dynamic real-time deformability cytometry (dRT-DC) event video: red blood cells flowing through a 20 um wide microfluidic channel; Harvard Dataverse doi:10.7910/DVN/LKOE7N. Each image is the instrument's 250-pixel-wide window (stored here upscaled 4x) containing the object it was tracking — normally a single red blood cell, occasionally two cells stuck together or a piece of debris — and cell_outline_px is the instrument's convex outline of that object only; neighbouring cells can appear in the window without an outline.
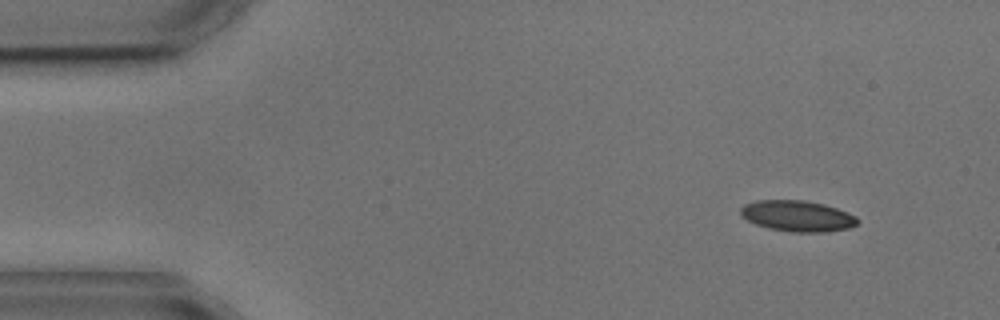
{"species": "common noctule bat (a hibernating species)", "species_latin": "Nyctalus noctula", "temperature_condition": "cold", "stored_images_in_passage": 8, "camera_frame_rate_fps": 3000, "um_per_image_px": 0.085, "animal": {"sex": "male", "body_mass_g": 17.9, "forearm_length_mm": 54.2}, "frame": {"image": 1, "passage_image": 1, "time_ms": 0.0, "image_size_px": [1000, 320], "cell_outline_px": [[860, 220], [856, 224], [848, 228], [828, 232], [792, 232], [768, 228], [756, 224], [740, 216], [740, 208], [744, 204], [756, 200], [804, 200], [824, 204], [848, 212], [856, 216]], "centroid_in_image_um": [67.77, 18.36], "position_along_channel_um": 17.2, "area_um2": 21.21}}
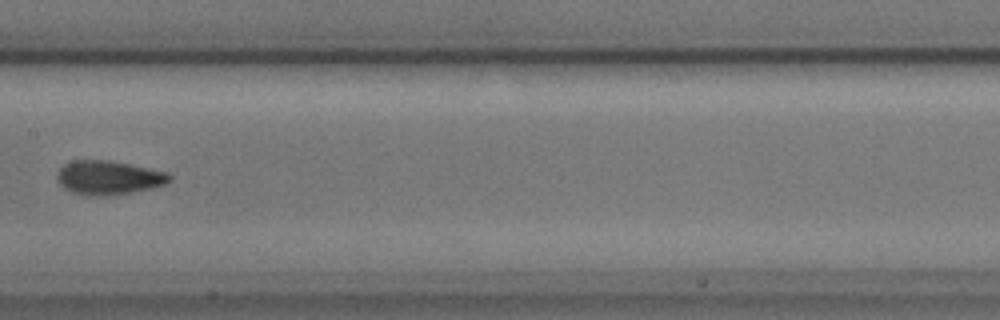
{"frame": {"image": 2, "passage_image": 7, "time_ms": 7.333, "image_size_px": [1000, 320], "cell_outline_px": [[172, 180], [164, 184], [152, 188], [128, 192], [96, 196], [84, 196], [72, 192], [64, 188], [60, 184], [56, 176], [60, 168], [68, 160], [108, 160], [168, 172], [172, 176]], "centroid_in_image_um": [9.2, 15.09], "position_along_channel_um": 198.2, "area_um2": 22.14}}
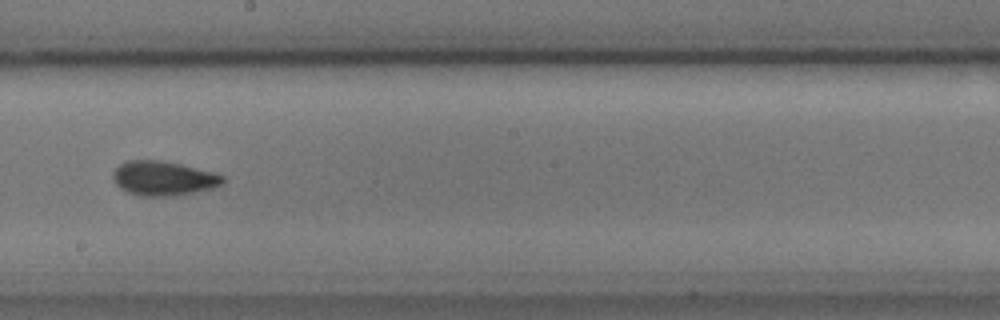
{"frame": {"image": 3, "passage_image": 8, "time_ms": 8.333, "image_size_px": [1000, 320], "cell_outline_px": [[224, 180], [220, 184], [212, 188], [172, 196], [140, 196], [128, 192], [120, 188], [116, 184], [112, 176], [116, 168], [120, 164], [128, 160], [160, 160], [180, 164], [212, 172], [224, 176]], "centroid_in_image_um": [13.85, 15.15], "position_along_channel_um": 234.4, "area_um2": 21.73}}